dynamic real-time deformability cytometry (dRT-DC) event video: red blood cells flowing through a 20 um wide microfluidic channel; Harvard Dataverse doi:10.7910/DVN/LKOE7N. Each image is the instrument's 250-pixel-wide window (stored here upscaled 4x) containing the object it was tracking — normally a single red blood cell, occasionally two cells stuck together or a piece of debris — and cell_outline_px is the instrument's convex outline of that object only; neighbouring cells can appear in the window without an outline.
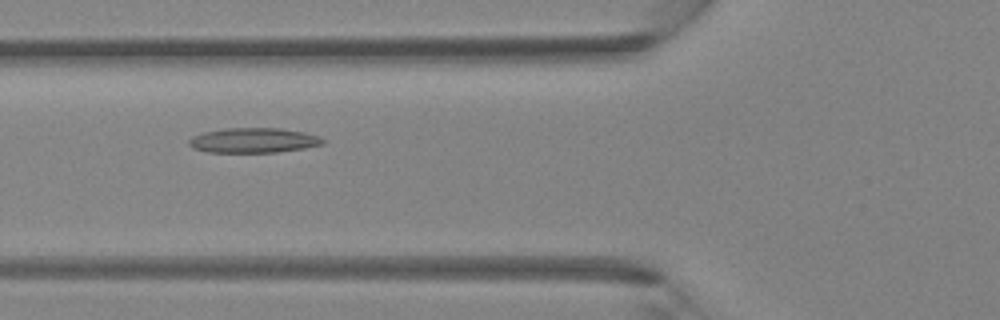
{"species": "Egyptian fruit bat (a non-hibernating species)", "species_latin": "Rousettus aegyptiacus", "temperature_condition": "room temperature", "stored_images_in_passage": 45, "camera_frame_rate_fps": 3000, "um_per_image_px": 0.085, "animal": {"sex": "female"}, "frame": {"image": 1, "passage_image": 17, "time_ms": 5.333, "image_size_px": [1000, 320], "cell_outline_px": [[324, 144], [304, 148], [276, 152], [208, 152], [192, 148], [188, 144], [188, 140], [192, 136], [204, 132], [224, 128], [280, 128], [304, 132], [320, 136], [324, 140]], "centroid_in_image_um": [21.54, 11.92], "position_along_channel_um": 104.3, "area_um2": 19.48}}
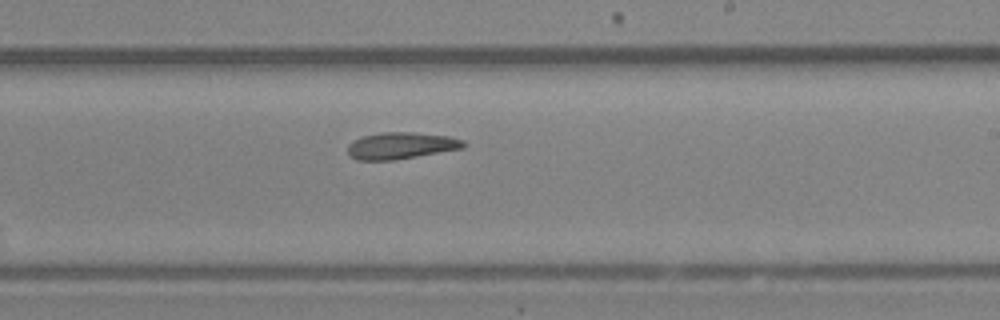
{"frame": {"image": 2, "passage_image": 27, "time_ms": 8.667, "image_size_px": [1000, 320], "cell_outline_px": [[464, 148], [396, 160], [356, 160], [348, 152], [348, 144], [352, 140], [364, 136], [380, 132], [412, 132], [448, 136], [464, 140]], "centroid_in_image_um": [34.08, 12.38], "position_along_channel_um": 254.9, "area_um2": 18.03}}
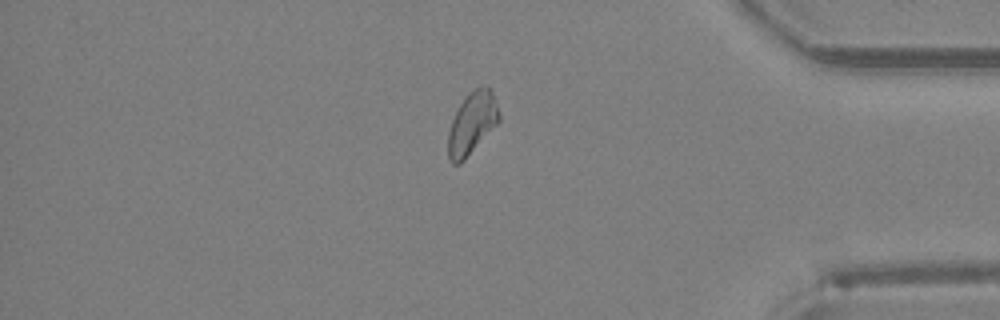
{"frame": {"image": 3, "passage_image": 38, "time_ms": 12.333, "image_size_px": [1000, 320], "cell_outline_px": [[500, 120], [464, 160], [460, 164], [452, 164], [448, 160], [448, 132], [452, 120], [460, 104], [468, 92], [480, 84], [488, 88], [492, 92], [500, 112]], "centroid_in_image_um": [40.11, 10.47], "position_along_channel_um": 395.1, "area_um2": 18.38}}